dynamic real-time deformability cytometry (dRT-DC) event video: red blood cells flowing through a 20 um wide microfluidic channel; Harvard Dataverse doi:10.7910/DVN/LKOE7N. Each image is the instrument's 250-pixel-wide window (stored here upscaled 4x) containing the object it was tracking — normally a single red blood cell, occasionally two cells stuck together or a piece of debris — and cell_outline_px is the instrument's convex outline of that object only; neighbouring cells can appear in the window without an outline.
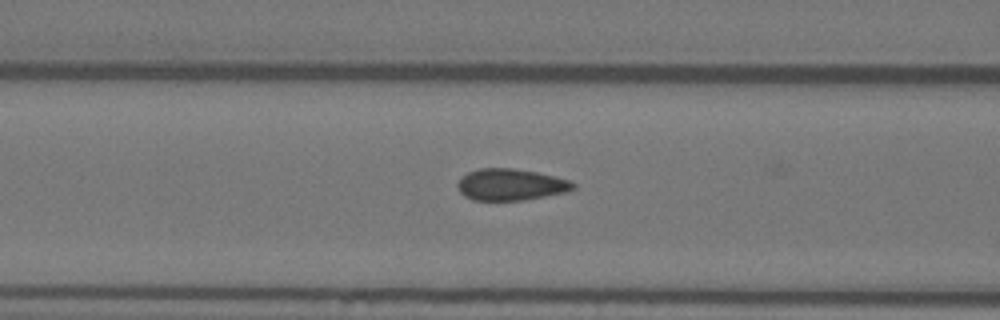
{"species": "Egyptian fruit bat (a non-hibernating species)", "species_latin": "Rousettus aegyptiacus", "temperature_condition": "warm", "stored_images_in_passage": 18, "camera_frame_rate_fps": 3000, "um_per_image_px": 0.085, "animal": {"sex": "female"}, "frame": {"image": 1, "passage_image": 9, "time_ms": 2.667, "image_size_px": [1000, 320], "cell_outline_px": [[576, 188], [568, 192], [524, 200], [472, 200], [464, 196], [460, 192], [456, 184], [460, 176], [468, 172], [480, 168], [512, 168], [536, 172], [572, 180], [576, 184]], "centroid_in_image_um": [43.42, 15.69], "position_along_channel_um": 123.2, "area_um2": 21.56}}
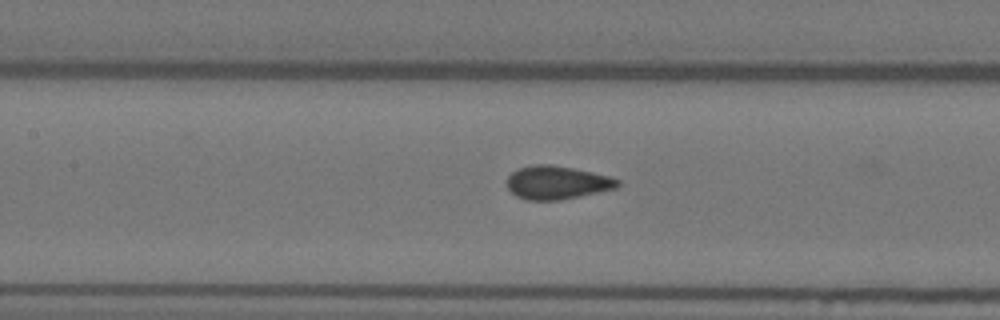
{"frame": {"image": 2, "passage_image": 12, "time_ms": 3.667, "image_size_px": [1000, 320], "cell_outline_px": [[620, 184], [616, 188], [580, 196], [560, 200], [528, 200], [516, 196], [508, 188], [508, 176], [512, 172], [520, 168], [532, 164], [548, 164], [572, 168], [592, 172], [608, 176], [620, 180]], "centroid_in_image_um": [47.34, 15.52], "position_along_channel_um": 160.1, "area_um2": 21.33}}
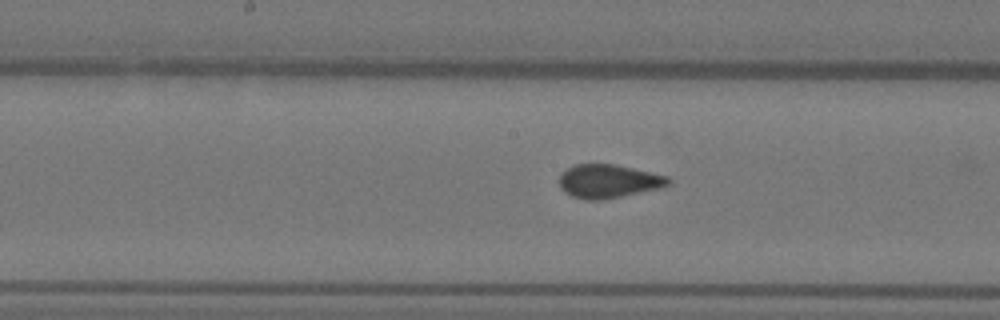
{"frame": {"image": 3, "passage_image": 15, "time_ms": 4.667, "image_size_px": [1000, 320], "cell_outline_px": [[672, 184], [660, 188], [600, 200], [584, 200], [572, 196], [564, 192], [560, 188], [560, 172], [576, 164], [616, 164], [668, 176], [672, 180]], "centroid_in_image_um": [51.72, 15.4], "position_along_channel_um": 196.5, "area_um2": 21.39}}